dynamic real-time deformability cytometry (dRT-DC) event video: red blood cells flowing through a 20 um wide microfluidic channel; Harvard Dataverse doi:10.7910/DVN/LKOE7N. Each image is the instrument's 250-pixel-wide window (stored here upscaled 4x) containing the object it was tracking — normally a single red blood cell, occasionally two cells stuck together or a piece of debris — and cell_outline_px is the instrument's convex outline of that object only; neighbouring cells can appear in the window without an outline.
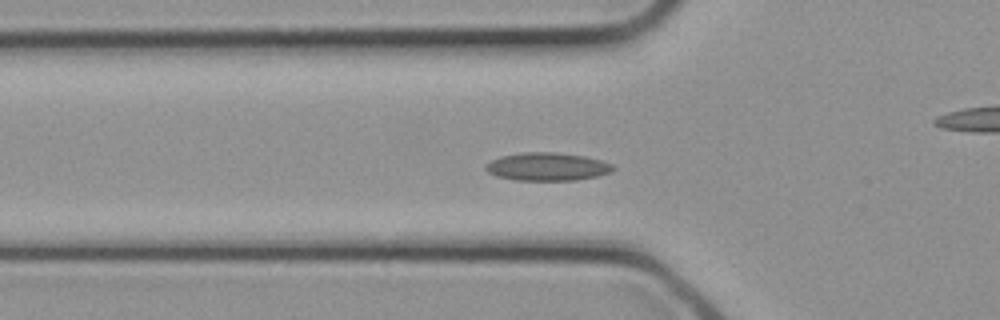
{"species": "common noctule bat (a hibernating species)", "species_latin": "Nyctalus noctula", "temperature_condition": "cold", "stored_images_in_passage": 26, "camera_frame_rate_fps": 3000, "um_per_image_px": 0.085, "animal": {"sex": "female", "body_mass_g": 21.9}, "frame": {"image": 1, "passage_image": 4, "time_ms": 1.0, "image_size_px": [1000, 320], "cell_outline_px": [[616, 168], [612, 172], [596, 176], [576, 180], [516, 180], [496, 176], [488, 172], [484, 168], [492, 160], [500, 156], [520, 152], [552, 152], [584, 156], [600, 160], [612, 164]], "centroid_in_image_um": [46.52, 14.16], "position_along_channel_um": 79.3, "area_um2": 20.75}}
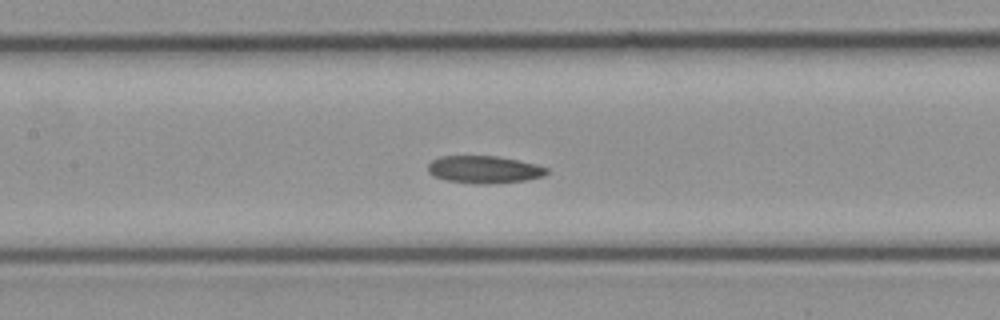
{"frame": {"image": 2, "passage_image": 8, "time_ms": 2.333, "image_size_px": [1000, 320], "cell_outline_px": [[548, 172], [544, 176], [524, 180], [488, 184], [480, 184], [448, 180], [432, 176], [428, 172], [428, 164], [432, 160], [440, 156], [496, 156], [536, 164], [548, 168]], "centroid_in_image_um": [41.13, 14.4], "position_along_channel_um": 166.3, "area_um2": 18.84}}
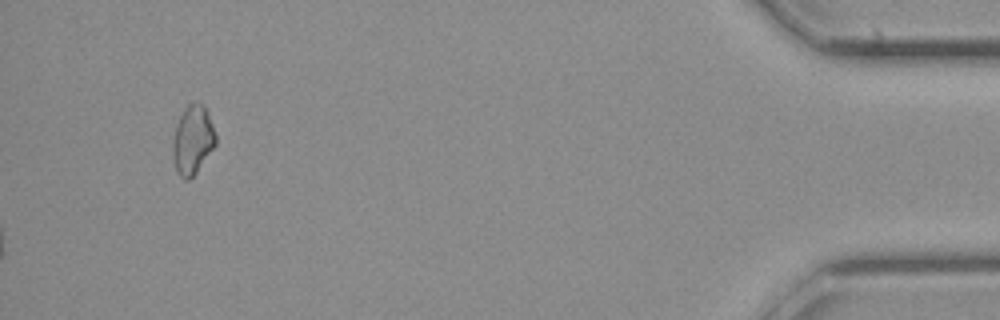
{"frame": {"image": 3, "passage_image": 26, "time_ms": 8.333, "image_size_px": [1000, 320], "cell_outline_px": [[216, 144], [196, 172], [188, 180], [184, 180], [180, 176], [172, 160], [172, 140], [176, 124], [180, 116], [188, 104], [192, 100], [204, 104], [208, 112], [216, 136]], "centroid_in_image_um": [16.36, 11.86], "position_along_channel_um": 418.8, "area_um2": 17.34}}